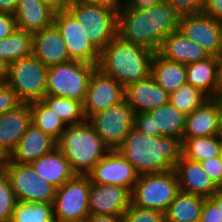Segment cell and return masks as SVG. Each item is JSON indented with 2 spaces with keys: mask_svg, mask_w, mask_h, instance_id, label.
<instances>
[{
  "mask_svg": "<svg viewBox=\"0 0 222 222\" xmlns=\"http://www.w3.org/2000/svg\"><path fill=\"white\" fill-rule=\"evenodd\" d=\"M180 14L165 0L145 10H118L117 35L157 52L163 40L179 28Z\"/></svg>",
  "mask_w": 222,
  "mask_h": 222,
  "instance_id": "cell-1",
  "label": "cell"
},
{
  "mask_svg": "<svg viewBox=\"0 0 222 222\" xmlns=\"http://www.w3.org/2000/svg\"><path fill=\"white\" fill-rule=\"evenodd\" d=\"M117 150L139 175L162 173L175 169L182 157V139L151 136L133 127Z\"/></svg>",
  "mask_w": 222,
  "mask_h": 222,
  "instance_id": "cell-2",
  "label": "cell"
},
{
  "mask_svg": "<svg viewBox=\"0 0 222 222\" xmlns=\"http://www.w3.org/2000/svg\"><path fill=\"white\" fill-rule=\"evenodd\" d=\"M154 53L116 35L100 52L97 68L126 87L151 75Z\"/></svg>",
  "mask_w": 222,
  "mask_h": 222,
  "instance_id": "cell-3",
  "label": "cell"
},
{
  "mask_svg": "<svg viewBox=\"0 0 222 222\" xmlns=\"http://www.w3.org/2000/svg\"><path fill=\"white\" fill-rule=\"evenodd\" d=\"M56 148L68 160L72 171L79 175H87L111 150L88 120L66 126L56 142Z\"/></svg>",
  "mask_w": 222,
  "mask_h": 222,
  "instance_id": "cell-4",
  "label": "cell"
},
{
  "mask_svg": "<svg viewBox=\"0 0 222 222\" xmlns=\"http://www.w3.org/2000/svg\"><path fill=\"white\" fill-rule=\"evenodd\" d=\"M67 10L83 24L89 41L99 52L117 35V9L100 4L71 1Z\"/></svg>",
  "mask_w": 222,
  "mask_h": 222,
  "instance_id": "cell-5",
  "label": "cell"
},
{
  "mask_svg": "<svg viewBox=\"0 0 222 222\" xmlns=\"http://www.w3.org/2000/svg\"><path fill=\"white\" fill-rule=\"evenodd\" d=\"M97 65L70 60L47 70L46 95L84 103L90 77Z\"/></svg>",
  "mask_w": 222,
  "mask_h": 222,
  "instance_id": "cell-6",
  "label": "cell"
},
{
  "mask_svg": "<svg viewBox=\"0 0 222 222\" xmlns=\"http://www.w3.org/2000/svg\"><path fill=\"white\" fill-rule=\"evenodd\" d=\"M179 191L175 169L162 173L141 174L131 192L132 204L165 213Z\"/></svg>",
  "mask_w": 222,
  "mask_h": 222,
  "instance_id": "cell-7",
  "label": "cell"
},
{
  "mask_svg": "<svg viewBox=\"0 0 222 222\" xmlns=\"http://www.w3.org/2000/svg\"><path fill=\"white\" fill-rule=\"evenodd\" d=\"M48 67L33 55L9 64L6 83L23 103L40 101L46 96Z\"/></svg>",
  "mask_w": 222,
  "mask_h": 222,
  "instance_id": "cell-8",
  "label": "cell"
},
{
  "mask_svg": "<svg viewBox=\"0 0 222 222\" xmlns=\"http://www.w3.org/2000/svg\"><path fill=\"white\" fill-rule=\"evenodd\" d=\"M90 178L75 174L55 191L54 217L66 222L84 221L90 215L88 197Z\"/></svg>",
  "mask_w": 222,
  "mask_h": 222,
  "instance_id": "cell-9",
  "label": "cell"
},
{
  "mask_svg": "<svg viewBox=\"0 0 222 222\" xmlns=\"http://www.w3.org/2000/svg\"><path fill=\"white\" fill-rule=\"evenodd\" d=\"M3 169L17 201L53 203L56 188L40 177L30 164L7 162Z\"/></svg>",
  "mask_w": 222,
  "mask_h": 222,
  "instance_id": "cell-10",
  "label": "cell"
},
{
  "mask_svg": "<svg viewBox=\"0 0 222 222\" xmlns=\"http://www.w3.org/2000/svg\"><path fill=\"white\" fill-rule=\"evenodd\" d=\"M135 112L124 100L105 111L92 115L88 121L92 124L103 142L111 149L123 143L126 135L134 126Z\"/></svg>",
  "mask_w": 222,
  "mask_h": 222,
  "instance_id": "cell-11",
  "label": "cell"
},
{
  "mask_svg": "<svg viewBox=\"0 0 222 222\" xmlns=\"http://www.w3.org/2000/svg\"><path fill=\"white\" fill-rule=\"evenodd\" d=\"M53 24L64 39L71 60L97 65L100 52L89 41L83 24L67 10L56 11Z\"/></svg>",
  "mask_w": 222,
  "mask_h": 222,
  "instance_id": "cell-12",
  "label": "cell"
},
{
  "mask_svg": "<svg viewBox=\"0 0 222 222\" xmlns=\"http://www.w3.org/2000/svg\"><path fill=\"white\" fill-rule=\"evenodd\" d=\"M179 31L197 43L209 56L222 55V21L204 12L181 15Z\"/></svg>",
  "mask_w": 222,
  "mask_h": 222,
  "instance_id": "cell-13",
  "label": "cell"
},
{
  "mask_svg": "<svg viewBox=\"0 0 222 222\" xmlns=\"http://www.w3.org/2000/svg\"><path fill=\"white\" fill-rule=\"evenodd\" d=\"M186 115L169 103L146 113H136L134 128L151 136H168L182 139Z\"/></svg>",
  "mask_w": 222,
  "mask_h": 222,
  "instance_id": "cell-14",
  "label": "cell"
},
{
  "mask_svg": "<svg viewBox=\"0 0 222 222\" xmlns=\"http://www.w3.org/2000/svg\"><path fill=\"white\" fill-rule=\"evenodd\" d=\"M125 100V87L96 68L86 91L83 110L86 119Z\"/></svg>",
  "mask_w": 222,
  "mask_h": 222,
  "instance_id": "cell-15",
  "label": "cell"
},
{
  "mask_svg": "<svg viewBox=\"0 0 222 222\" xmlns=\"http://www.w3.org/2000/svg\"><path fill=\"white\" fill-rule=\"evenodd\" d=\"M87 175L93 183L125 187L131 192L139 177L134 166L118 150H110Z\"/></svg>",
  "mask_w": 222,
  "mask_h": 222,
  "instance_id": "cell-16",
  "label": "cell"
},
{
  "mask_svg": "<svg viewBox=\"0 0 222 222\" xmlns=\"http://www.w3.org/2000/svg\"><path fill=\"white\" fill-rule=\"evenodd\" d=\"M131 203L132 197L129 189L90 181L88 197L90 214L123 216Z\"/></svg>",
  "mask_w": 222,
  "mask_h": 222,
  "instance_id": "cell-17",
  "label": "cell"
},
{
  "mask_svg": "<svg viewBox=\"0 0 222 222\" xmlns=\"http://www.w3.org/2000/svg\"><path fill=\"white\" fill-rule=\"evenodd\" d=\"M221 109L222 97L209 98L192 113L186 115L182 139L219 135Z\"/></svg>",
  "mask_w": 222,
  "mask_h": 222,
  "instance_id": "cell-18",
  "label": "cell"
},
{
  "mask_svg": "<svg viewBox=\"0 0 222 222\" xmlns=\"http://www.w3.org/2000/svg\"><path fill=\"white\" fill-rule=\"evenodd\" d=\"M167 93L150 75L125 87V100L136 113H146L169 103Z\"/></svg>",
  "mask_w": 222,
  "mask_h": 222,
  "instance_id": "cell-19",
  "label": "cell"
},
{
  "mask_svg": "<svg viewBox=\"0 0 222 222\" xmlns=\"http://www.w3.org/2000/svg\"><path fill=\"white\" fill-rule=\"evenodd\" d=\"M32 55L47 67L71 60L64 39L54 24L33 33Z\"/></svg>",
  "mask_w": 222,
  "mask_h": 222,
  "instance_id": "cell-20",
  "label": "cell"
},
{
  "mask_svg": "<svg viewBox=\"0 0 222 222\" xmlns=\"http://www.w3.org/2000/svg\"><path fill=\"white\" fill-rule=\"evenodd\" d=\"M30 103L0 115V148L9 157L31 125Z\"/></svg>",
  "mask_w": 222,
  "mask_h": 222,
  "instance_id": "cell-21",
  "label": "cell"
},
{
  "mask_svg": "<svg viewBox=\"0 0 222 222\" xmlns=\"http://www.w3.org/2000/svg\"><path fill=\"white\" fill-rule=\"evenodd\" d=\"M182 192L210 198L219 187L201 168L200 162L185 158L183 155L175 166Z\"/></svg>",
  "mask_w": 222,
  "mask_h": 222,
  "instance_id": "cell-22",
  "label": "cell"
},
{
  "mask_svg": "<svg viewBox=\"0 0 222 222\" xmlns=\"http://www.w3.org/2000/svg\"><path fill=\"white\" fill-rule=\"evenodd\" d=\"M56 140L31 124L22 136L8 162L31 164L56 148Z\"/></svg>",
  "mask_w": 222,
  "mask_h": 222,
  "instance_id": "cell-23",
  "label": "cell"
},
{
  "mask_svg": "<svg viewBox=\"0 0 222 222\" xmlns=\"http://www.w3.org/2000/svg\"><path fill=\"white\" fill-rule=\"evenodd\" d=\"M157 53L167 60L184 65L202 61L210 57L204 49L178 29L170 33L163 40Z\"/></svg>",
  "mask_w": 222,
  "mask_h": 222,
  "instance_id": "cell-24",
  "label": "cell"
},
{
  "mask_svg": "<svg viewBox=\"0 0 222 222\" xmlns=\"http://www.w3.org/2000/svg\"><path fill=\"white\" fill-rule=\"evenodd\" d=\"M56 10L42 0H19L14 13L17 28L35 33L50 27Z\"/></svg>",
  "mask_w": 222,
  "mask_h": 222,
  "instance_id": "cell-25",
  "label": "cell"
},
{
  "mask_svg": "<svg viewBox=\"0 0 222 222\" xmlns=\"http://www.w3.org/2000/svg\"><path fill=\"white\" fill-rule=\"evenodd\" d=\"M219 58L210 56L205 60L186 65L187 83L200 90L208 98H219Z\"/></svg>",
  "mask_w": 222,
  "mask_h": 222,
  "instance_id": "cell-26",
  "label": "cell"
},
{
  "mask_svg": "<svg viewBox=\"0 0 222 222\" xmlns=\"http://www.w3.org/2000/svg\"><path fill=\"white\" fill-rule=\"evenodd\" d=\"M30 165L40 177L47 180L56 189L75 175L68 160L57 148L48 154L42 155Z\"/></svg>",
  "mask_w": 222,
  "mask_h": 222,
  "instance_id": "cell-27",
  "label": "cell"
},
{
  "mask_svg": "<svg viewBox=\"0 0 222 222\" xmlns=\"http://www.w3.org/2000/svg\"><path fill=\"white\" fill-rule=\"evenodd\" d=\"M151 76L171 94L187 83L186 65L167 60L155 52L151 64Z\"/></svg>",
  "mask_w": 222,
  "mask_h": 222,
  "instance_id": "cell-28",
  "label": "cell"
},
{
  "mask_svg": "<svg viewBox=\"0 0 222 222\" xmlns=\"http://www.w3.org/2000/svg\"><path fill=\"white\" fill-rule=\"evenodd\" d=\"M203 196L179 191L164 213L165 222H192L200 220Z\"/></svg>",
  "mask_w": 222,
  "mask_h": 222,
  "instance_id": "cell-29",
  "label": "cell"
},
{
  "mask_svg": "<svg viewBox=\"0 0 222 222\" xmlns=\"http://www.w3.org/2000/svg\"><path fill=\"white\" fill-rule=\"evenodd\" d=\"M222 138L220 135L182 139V155L190 160L201 162L221 156Z\"/></svg>",
  "mask_w": 222,
  "mask_h": 222,
  "instance_id": "cell-30",
  "label": "cell"
},
{
  "mask_svg": "<svg viewBox=\"0 0 222 222\" xmlns=\"http://www.w3.org/2000/svg\"><path fill=\"white\" fill-rule=\"evenodd\" d=\"M33 33L16 28L0 40V57L9 64L32 55Z\"/></svg>",
  "mask_w": 222,
  "mask_h": 222,
  "instance_id": "cell-31",
  "label": "cell"
},
{
  "mask_svg": "<svg viewBox=\"0 0 222 222\" xmlns=\"http://www.w3.org/2000/svg\"><path fill=\"white\" fill-rule=\"evenodd\" d=\"M31 123L56 141L66 128L65 123L42 100L30 103Z\"/></svg>",
  "mask_w": 222,
  "mask_h": 222,
  "instance_id": "cell-32",
  "label": "cell"
},
{
  "mask_svg": "<svg viewBox=\"0 0 222 222\" xmlns=\"http://www.w3.org/2000/svg\"><path fill=\"white\" fill-rule=\"evenodd\" d=\"M42 101L54 111L66 126L85 122L83 103L66 97L46 95Z\"/></svg>",
  "mask_w": 222,
  "mask_h": 222,
  "instance_id": "cell-33",
  "label": "cell"
},
{
  "mask_svg": "<svg viewBox=\"0 0 222 222\" xmlns=\"http://www.w3.org/2000/svg\"><path fill=\"white\" fill-rule=\"evenodd\" d=\"M52 203L17 201L10 222H51Z\"/></svg>",
  "mask_w": 222,
  "mask_h": 222,
  "instance_id": "cell-34",
  "label": "cell"
},
{
  "mask_svg": "<svg viewBox=\"0 0 222 222\" xmlns=\"http://www.w3.org/2000/svg\"><path fill=\"white\" fill-rule=\"evenodd\" d=\"M209 98L191 84H184L170 94L169 102L185 115L192 113Z\"/></svg>",
  "mask_w": 222,
  "mask_h": 222,
  "instance_id": "cell-35",
  "label": "cell"
},
{
  "mask_svg": "<svg viewBox=\"0 0 222 222\" xmlns=\"http://www.w3.org/2000/svg\"><path fill=\"white\" fill-rule=\"evenodd\" d=\"M17 198L9 178L3 168L0 169V222H10Z\"/></svg>",
  "mask_w": 222,
  "mask_h": 222,
  "instance_id": "cell-36",
  "label": "cell"
},
{
  "mask_svg": "<svg viewBox=\"0 0 222 222\" xmlns=\"http://www.w3.org/2000/svg\"><path fill=\"white\" fill-rule=\"evenodd\" d=\"M122 217L123 222H165L163 212L155 209L140 208L132 203Z\"/></svg>",
  "mask_w": 222,
  "mask_h": 222,
  "instance_id": "cell-37",
  "label": "cell"
},
{
  "mask_svg": "<svg viewBox=\"0 0 222 222\" xmlns=\"http://www.w3.org/2000/svg\"><path fill=\"white\" fill-rule=\"evenodd\" d=\"M22 103L17 93L7 83H0V115L16 109Z\"/></svg>",
  "mask_w": 222,
  "mask_h": 222,
  "instance_id": "cell-38",
  "label": "cell"
},
{
  "mask_svg": "<svg viewBox=\"0 0 222 222\" xmlns=\"http://www.w3.org/2000/svg\"><path fill=\"white\" fill-rule=\"evenodd\" d=\"M180 15L202 13L206 0H165Z\"/></svg>",
  "mask_w": 222,
  "mask_h": 222,
  "instance_id": "cell-39",
  "label": "cell"
},
{
  "mask_svg": "<svg viewBox=\"0 0 222 222\" xmlns=\"http://www.w3.org/2000/svg\"><path fill=\"white\" fill-rule=\"evenodd\" d=\"M201 168L203 171L209 175L213 182L219 187L222 188V158L212 157L210 159L200 162Z\"/></svg>",
  "mask_w": 222,
  "mask_h": 222,
  "instance_id": "cell-40",
  "label": "cell"
},
{
  "mask_svg": "<svg viewBox=\"0 0 222 222\" xmlns=\"http://www.w3.org/2000/svg\"><path fill=\"white\" fill-rule=\"evenodd\" d=\"M201 222H222V216L217 205L210 199L205 198L201 211Z\"/></svg>",
  "mask_w": 222,
  "mask_h": 222,
  "instance_id": "cell-41",
  "label": "cell"
},
{
  "mask_svg": "<svg viewBox=\"0 0 222 222\" xmlns=\"http://www.w3.org/2000/svg\"><path fill=\"white\" fill-rule=\"evenodd\" d=\"M17 28L13 14L0 12V40L7 38Z\"/></svg>",
  "mask_w": 222,
  "mask_h": 222,
  "instance_id": "cell-42",
  "label": "cell"
},
{
  "mask_svg": "<svg viewBox=\"0 0 222 222\" xmlns=\"http://www.w3.org/2000/svg\"><path fill=\"white\" fill-rule=\"evenodd\" d=\"M164 0H125L123 5L127 9L145 10L160 4Z\"/></svg>",
  "mask_w": 222,
  "mask_h": 222,
  "instance_id": "cell-43",
  "label": "cell"
},
{
  "mask_svg": "<svg viewBox=\"0 0 222 222\" xmlns=\"http://www.w3.org/2000/svg\"><path fill=\"white\" fill-rule=\"evenodd\" d=\"M203 12L222 21V0H206Z\"/></svg>",
  "mask_w": 222,
  "mask_h": 222,
  "instance_id": "cell-44",
  "label": "cell"
},
{
  "mask_svg": "<svg viewBox=\"0 0 222 222\" xmlns=\"http://www.w3.org/2000/svg\"><path fill=\"white\" fill-rule=\"evenodd\" d=\"M87 222H123L122 216H112L103 214H90L86 218Z\"/></svg>",
  "mask_w": 222,
  "mask_h": 222,
  "instance_id": "cell-45",
  "label": "cell"
},
{
  "mask_svg": "<svg viewBox=\"0 0 222 222\" xmlns=\"http://www.w3.org/2000/svg\"><path fill=\"white\" fill-rule=\"evenodd\" d=\"M75 2L89 3V4H100L108 7H113L117 10L122 6L123 0H71Z\"/></svg>",
  "mask_w": 222,
  "mask_h": 222,
  "instance_id": "cell-46",
  "label": "cell"
},
{
  "mask_svg": "<svg viewBox=\"0 0 222 222\" xmlns=\"http://www.w3.org/2000/svg\"><path fill=\"white\" fill-rule=\"evenodd\" d=\"M19 0H0V12L2 13H15Z\"/></svg>",
  "mask_w": 222,
  "mask_h": 222,
  "instance_id": "cell-47",
  "label": "cell"
},
{
  "mask_svg": "<svg viewBox=\"0 0 222 222\" xmlns=\"http://www.w3.org/2000/svg\"><path fill=\"white\" fill-rule=\"evenodd\" d=\"M42 1L51 6L56 11L67 9V7L71 3V0H42Z\"/></svg>",
  "mask_w": 222,
  "mask_h": 222,
  "instance_id": "cell-48",
  "label": "cell"
},
{
  "mask_svg": "<svg viewBox=\"0 0 222 222\" xmlns=\"http://www.w3.org/2000/svg\"><path fill=\"white\" fill-rule=\"evenodd\" d=\"M9 63L0 57V83H6L8 79Z\"/></svg>",
  "mask_w": 222,
  "mask_h": 222,
  "instance_id": "cell-49",
  "label": "cell"
},
{
  "mask_svg": "<svg viewBox=\"0 0 222 222\" xmlns=\"http://www.w3.org/2000/svg\"><path fill=\"white\" fill-rule=\"evenodd\" d=\"M210 199L217 205L222 216V188H219Z\"/></svg>",
  "mask_w": 222,
  "mask_h": 222,
  "instance_id": "cell-50",
  "label": "cell"
},
{
  "mask_svg": "<svg viewBox=\"0 0 222 222\" xmlns=\"http://www.w3.org/2000/svg\"><path fill=\"white\" fill-rule=\"evenodd\" d=\"M219 90H220V97H222V55L219 57Z\"/></svg>",
  "mask_w": 222,
  "mask_h": 222,
  "instance_id": "cell-51",
  "label": "cell"
},
{
  "mask_svg": "<svg viewBox=\"0 0 222 222\" xmlns=\"http://www.w3.org/2000/svg\"><path fill=\"white\" fill-rule=\"evenodd\" d=\"M8 162V156L0 148V169Z\"/></svg>",
  "mask_w": 222,
  "mask_h": 222,
  "instance_id": "cell-52",
  "label": "cell"
},
{
  "mask_svg": "<svg viewBox=\"0 0 222 222\" xmlns=\"http://www.w3.org/2000/svg\"><path fill=\"white\" fill-rule=\"evenodd\" d=\"M220 137L222 138V109H221V112H220Z\"/></svg>",
  "mask_w": 222,
  "mask_h": 222,
  "instance_id": "cell-53",
  "label": "cell"
},
{
  "mask_svg": "<svg viewBox=\"0 0 222 222\" xmlns=\"http://www.w3.org/2000/svg\"><path fill=\"white\" fill-rule=\"evenodd\" d=\"M51 222H66V221H63V220H60V219H57V218L54 217Z\"/></svg>",
  "mask_w": 222,
  "mask_h": 222,
  "instance_id": "cell-54",
  "label": "cell"
}]
</instances>
